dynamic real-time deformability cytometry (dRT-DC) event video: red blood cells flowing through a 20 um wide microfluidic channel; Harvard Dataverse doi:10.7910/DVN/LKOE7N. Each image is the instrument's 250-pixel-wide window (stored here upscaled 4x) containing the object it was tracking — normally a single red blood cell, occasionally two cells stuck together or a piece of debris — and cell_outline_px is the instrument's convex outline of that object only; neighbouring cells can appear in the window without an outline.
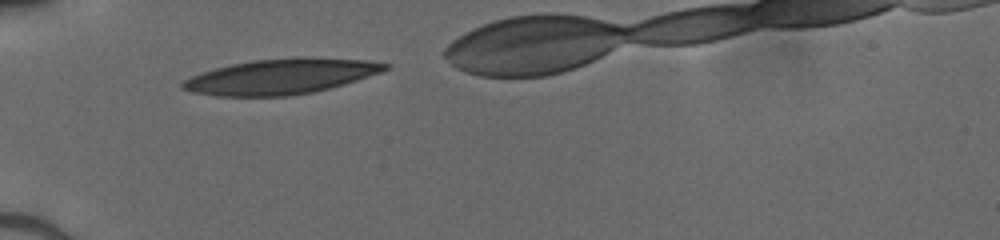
{"species": "human", "species_latin": "Homo sapiens", "temperature_condition": "cold", "stored_images_in_passage": 28, "camera_frame_rate_fps": 3000, "um_per_image_px": 0.085, "donor": {"sex": "male"}, "frame": {"image": 1, "passage_image": 2, "time_ms": 0.333, "image_size_px": [1000, 240], "cell_outline_px": [[392, 64], [388, 68], [380, 72], [344, 84], [312, 92], [292, 96], [216, 96], [192, 92], [180, 88], [180, 84], [184, 80], [200, 72], [232, 64], [252, 60], [296, 56], [304, 56], [368, 60]], "centroid_in_image_um": [23.87, 6.49], "position_along_channel_um": 61.1, "area_um2": 41.91}}
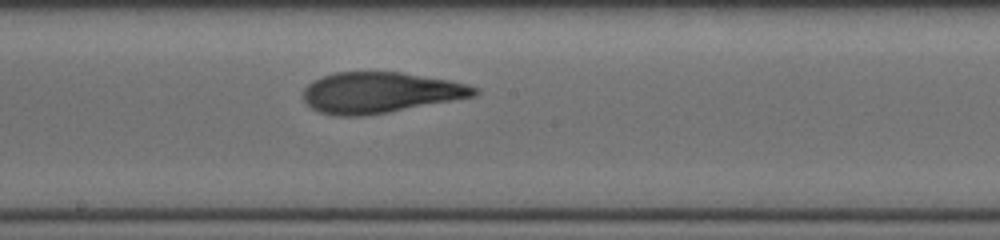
{"frame": {"image": 2, "passage_image": 14, "time_ms": 4.333, "image_size_px": [1000, 240], "cell_outline_px": [[480, 92], [476, 96], [388, 112], [364, 116], [336, 116], [320, 112], [312, 108], [304, 100], [304, 88], [308, 84], [324, 76], [336, 72], [400, 72], [448, 80], [468, 84], [480, 88]], "centroid_in_image_um": [32.35, 7.87], "position_along_channel_um": 215.9, "area_um2": 40.52}}
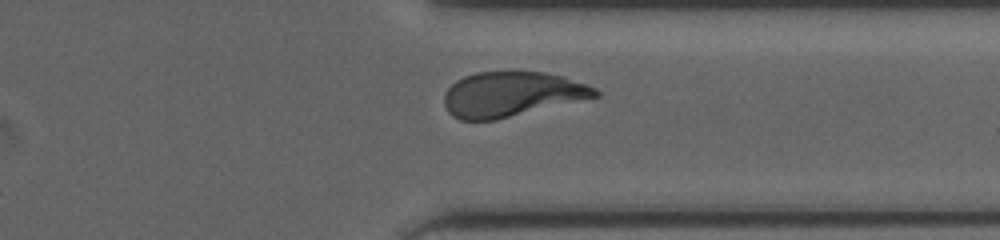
{"frame": {"image": 3, "passage_image": 25, "time_ms": 8.0, "image_size_px": [1000, 240], "cell_outline_px": [[600, 96], [496, 120], [460, 120], [452, 116], [448, 112], [444, 104], [444, 92], [456, 80], [464, 76], [476, 72], [544, 72], [564, 76], [588, 84], [596, 88], [600, 92]], "centroid_in_image_um": [43.49, 8.01], "position_along_channel_um": 367.9, "area_um2": 39.71}}